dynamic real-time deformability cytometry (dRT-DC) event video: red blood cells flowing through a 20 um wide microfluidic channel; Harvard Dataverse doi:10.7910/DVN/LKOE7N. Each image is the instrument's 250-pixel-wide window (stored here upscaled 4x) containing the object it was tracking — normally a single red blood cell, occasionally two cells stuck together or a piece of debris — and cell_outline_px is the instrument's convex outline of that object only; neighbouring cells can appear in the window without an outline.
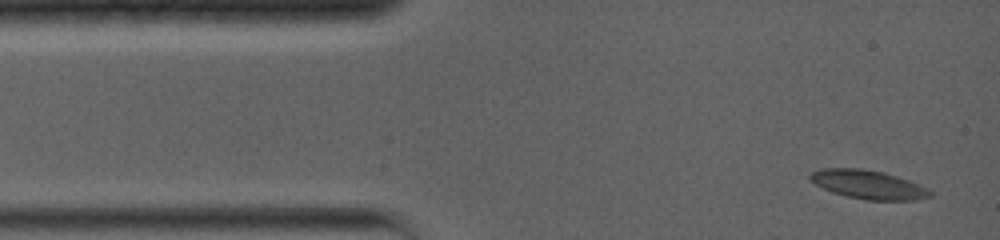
{"species": "common noctule bat (a hibernating species)", "species_latin": "Nyctalus noctula", "temperature_condition": "warm", "stored_images_in_passage": 40, "camera_frame_rate_fps": 5000, "um_per_image_px": 0.085, "animal": {"sex": "female", "body_mass_g": 19.0, "forearm_length_mm": 56.7}, "frame": {"image": 1, "passage_image": 1, "time_ms": 0.0, "image_size_px": [1000, 240], "cell_outline_px": [[932, 196], [916, 200], [868, 200], [848, 196], [832, 192], [808, 180], [808, 176], [812, 172], [820, 168], [860, 168], [884, 172], [908, 180], [928, 188], [932, 192]], "centroid_in_image_um": [73.79, 15.68], "position_along_channel_um": 11.2, "area_um2": 20.06}}
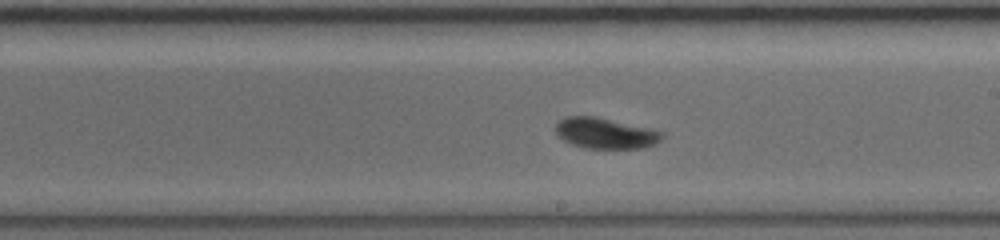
{"frame": {"image": 2, "passage_image": 22, "time_ms": 7.4, "image_size_px": [1000, 240], "cell_outline_px": [[664, 136], [656, 144], [640, 148], [584, 148], [572, 144], [564, 140], [556, 132], [556, 124], [564, 116], [596, 116], [652, 128], [664, 132]], "centroid_in_image_um": [51.49, 11.31], "position_along_channel_um": 237.5, "area_um2": 19.19}}
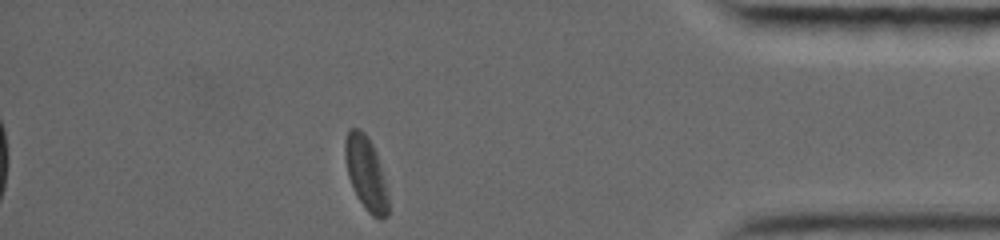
{"frame": {"image": 3, "passage_image": 40, "time_ms": 12.6, "image_size_px": [1000, 240], "cell_outline_px": [[388, 216], [380, 220], [372, 216], [364, 208], [356, 196], [348, 176], [344, 156], [344, 144], [348, 132], [352, 128], [356, 128], [364, 132], [372, 144], [376, 152], [388, 196]], "centroid_in_image_um": [31.09, 14.77], "position_along_channel_um": 404.1, "area_um2": 18.38}, "authors_computed_cell_mechanics": {"area_um2": 19.1607, "velocity_mm_per_s": 3.8936, "shape_relaxation_time_tau1_ms": 3.8939, "shape_relaxation_time_tau2_ms": 2.683, "deformation_change_tau1": 0.1439, "deformation_change_tau2": 0.0417}}